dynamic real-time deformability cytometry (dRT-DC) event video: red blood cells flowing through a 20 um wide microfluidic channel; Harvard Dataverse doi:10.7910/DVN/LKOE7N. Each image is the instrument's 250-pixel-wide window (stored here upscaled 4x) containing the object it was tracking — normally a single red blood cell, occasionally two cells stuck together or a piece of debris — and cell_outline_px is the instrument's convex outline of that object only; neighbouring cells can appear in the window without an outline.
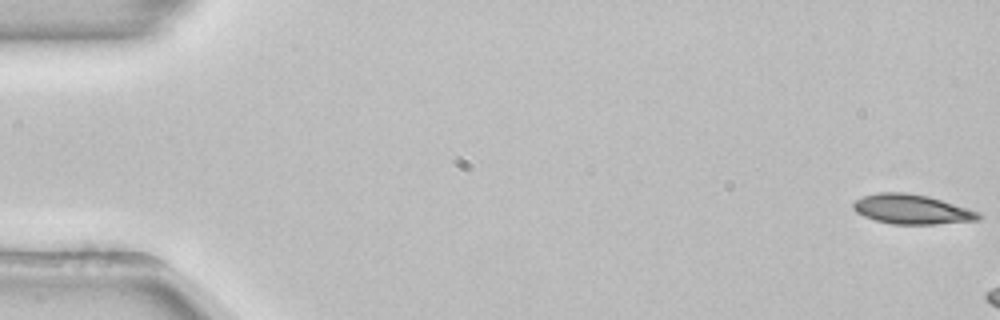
{"species": "common noctule bat (a hibernating species)", "species_latin": "Nyctalus noctula", "temperature_condition": "room temperature", "stored_images_in_passage": 7, "camera_frame_rate_fps": 3000, "um_per_image_px": 0.085, "animal": {"sex": "female", "body_mass_g": 22.7, "forearm_length_mm": 54.2}, "frame": {"image": 1, "passage_image": 1, "time_ms": 0.0, "image_size_px": [1000, 320], "cell_outline_px": [[984, 216], [980, 220], [936, 224], [892, 224], [876, 220], [864, 216], [856, 212], [852, 208], [852, 204], [856, 200], [864, 196], [876, 192], [904, 192], [928, 196], [968, 208], [980, 212]], "centroid_in_image_um": [77.53, 17.79], "position_along_channel_um": 7.5, "area_um2": 21.73}}